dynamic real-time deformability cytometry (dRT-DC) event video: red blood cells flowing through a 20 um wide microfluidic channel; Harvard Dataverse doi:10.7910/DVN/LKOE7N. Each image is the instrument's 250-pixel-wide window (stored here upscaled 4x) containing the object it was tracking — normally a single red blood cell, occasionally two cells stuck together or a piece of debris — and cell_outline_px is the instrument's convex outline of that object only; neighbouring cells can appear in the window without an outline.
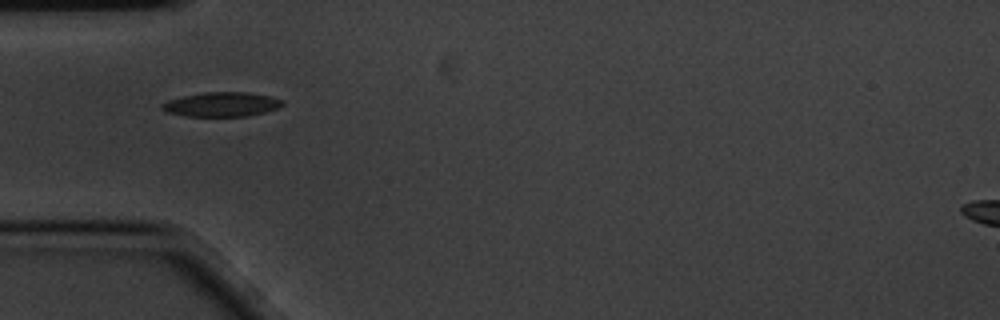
{"species": "common noctule bat (a hibernating species)", "species_latin": "Nyctalus noctula", "temperature_condition": "cold", "stored_images_in_passage": 8, "camera_frame_rate_fps": 3000, "um_per_image_px": 0.085, "animal": {"sex": "male", "body_mass_g": 20.1, "forearm_length_mm": 53.5}, "frame": {"image": 1, "passage_image": 6, "time_ms": 1.667, "image_size_px": [1000, 320], "cell_outline_px": [[284, 104], [276, 108], [264, 112], [248, 116], [184, 116], [168, 112], [160, 108], [160, 104], [168, 100], [180, 96], [204, 92], [248, 92], [268, 96], [284, 100]], "centroid_in_image_um": [18.8, 8.86], "position_along_channel_um": 66.2, "area_um2": 17.17}}
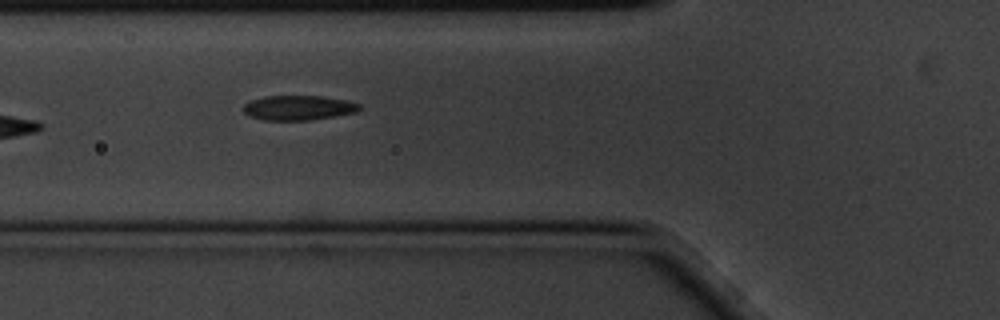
{"frame": {"image": 2, "passage_image": 7, "time_ms": 2.0, "image_size_px": [1000, 320], "cell_outline_px": [[360, 112], [308, 120], [264, 120], [248, 116], [240, 108], [248, 100], [264, 96], [320, 96], [344, 100], [360, 104]], "centroid_in_image_um": [25.3, 9.16], "position_along_channel_um": 100.5, "area_um2": 16.88}}